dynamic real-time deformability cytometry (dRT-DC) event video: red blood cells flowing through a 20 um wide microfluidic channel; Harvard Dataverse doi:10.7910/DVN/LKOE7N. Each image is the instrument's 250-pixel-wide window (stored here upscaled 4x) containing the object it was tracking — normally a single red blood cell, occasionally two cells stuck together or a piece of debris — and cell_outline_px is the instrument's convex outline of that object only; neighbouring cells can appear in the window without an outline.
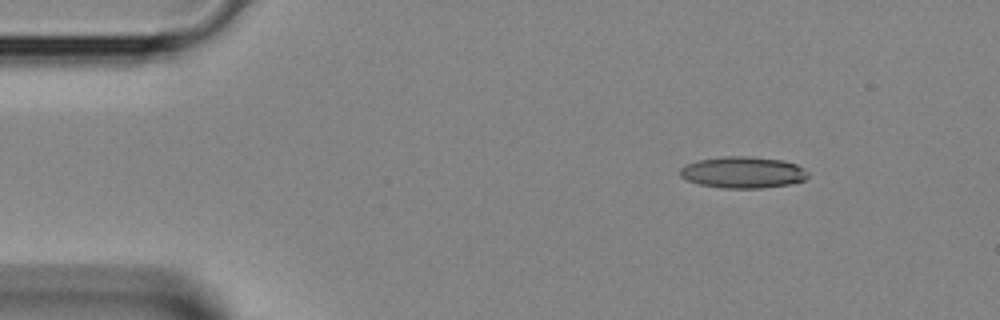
{"species": "Egyptian fruit bat (a non-hibernating species)", "species_latin": "Rousettus aegyptiacus", "temperature_condition": "room temperature", "stored_images_in_passage": 2, "camera_frame_rate_fps": 3000, "um_per_image_px": 0.085, "animal": {"sex": "female"}, "frame": {"image": 1, "passage_image": 1, "time_ms": 0.0, "image_size_px": [1000, 320], "cell_outline_px": [[808, 176], [804, 180], [788, 184], [760, 188], [720, 188], [700, 184], [688, 180], [680, 176], [680, 168], [688, 164], [700, 160], [724, 156], [748, 156], [784, 160], [796, 164], [808, 172]], "centroid_in_image_um": [63.16, 14.65], "position_along_channel_um": 21.8, "area_um2": 23.29}}